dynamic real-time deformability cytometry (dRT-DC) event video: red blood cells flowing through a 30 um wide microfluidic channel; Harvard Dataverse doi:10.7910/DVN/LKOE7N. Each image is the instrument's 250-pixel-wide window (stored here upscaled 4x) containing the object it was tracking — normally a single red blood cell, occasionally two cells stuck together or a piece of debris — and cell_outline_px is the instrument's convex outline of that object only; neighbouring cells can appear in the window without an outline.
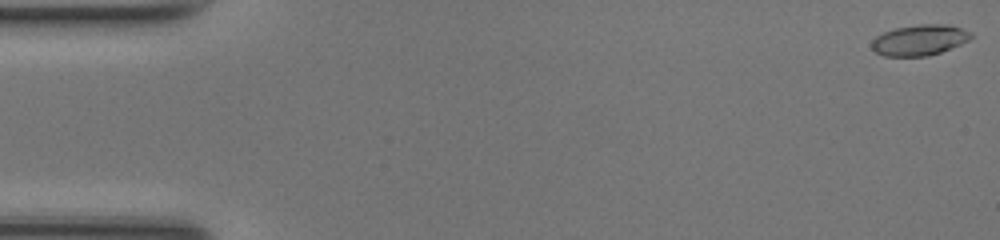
{"species": "common noctule bat (a hibernating species)", "species_latin": "Nyctalus noctula", "temperature_condition": "room temperature", "stored_images_in_passage": 49, "camera_frame_rate_fps": 3000, "um_per_image_px": 0.085, "animal": {"sex": "female", "body_mass_g": 17.0, "forearm_length_mm": 48.0}, "frame": {"image": 1, "passage_image": 1, "time_ms": 0.0, "image_size_px": [1000, 240], "cell_outline_px": [[972, 36], [968, 40], [960, 44], [940, 52], [928, 56], [884, 56], [876, 52], [872, 48], [872, 40], [876, 36], [884, 32], [896, 28], [920, 24], [948, 24], [972, 32]], "centroid_in_image_um": [78.16, 3.4], "position_along_channel_um": 6.8, "area_um2": 17.63}}
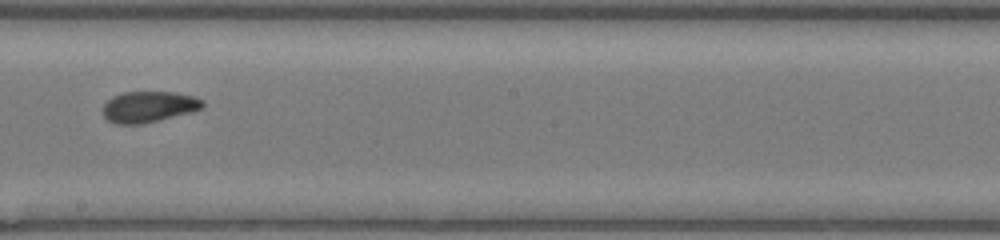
{"frame": {"image": 2, "passage_image": 28, "time_ms": 9.0, "image_size_px": [1000, 240], "cell_outline_px": [[204, 108], [192, 112], [144, 124], [116, 124], [108, 120], [104, 116], [104, 104], [112, 96], [124, 92], [176, 92], [196, 96], [204, 100]], "centroid_in_image_um": [12.7, 9.07], "position_along_channel_um": 235.5, "area_um2": 18.26}}
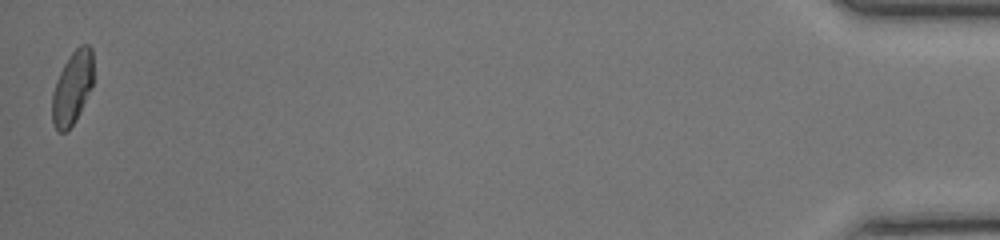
{"frame": {"image": 3, "passage_image": 49, "time_ms": 16.0, "image_size_px": [1000, 240], "cell_outline_px": [[92, 88], [76, 120], [64, 132], [56, 132], [52, 124], [52, 96], [56, 80], [64, 64], [72, 52], [80, 44], [88, 44], [92, 48]], "centroid_in_image_um": [6.14, 7.48], "position_along_channel_um": 429.1, "area_um2": 17.57}, "authors_computed_cell_mechanics": {"area_um2": 17.8024, "velocity_mm_per_s": 4.2387, "shape_relaxation_time_tau1_ms": 3.4066, "shape_relaxation_time_tau2_ms": 1.4664, "deformation_change_tau1": 0.1107, "deformation_change_tau2": 0.0684}}